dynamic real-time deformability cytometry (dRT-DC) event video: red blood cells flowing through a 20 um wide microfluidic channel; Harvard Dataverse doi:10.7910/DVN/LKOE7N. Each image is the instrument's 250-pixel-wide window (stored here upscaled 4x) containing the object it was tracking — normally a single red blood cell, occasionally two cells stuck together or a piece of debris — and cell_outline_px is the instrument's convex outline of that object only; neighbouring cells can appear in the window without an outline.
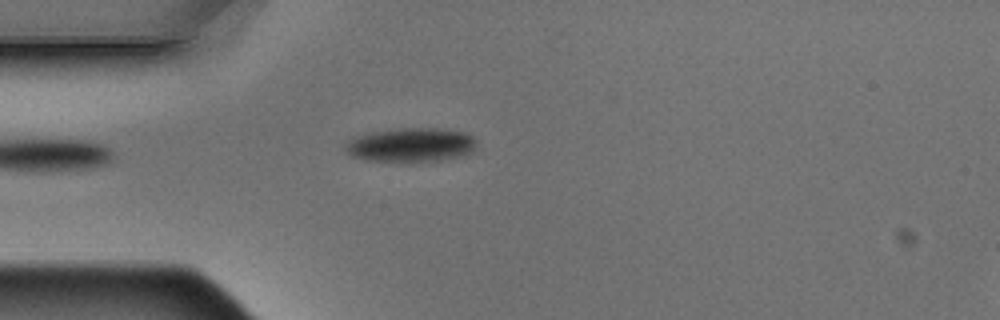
{"species": "Egyptian fruit bat (a non-hibernating species)", "species_latin": "Rousettus aegyptiacus", "temperature_condition": "warm", "stored_images_in_passage": 3, "camera_frame_rate_fps": 3000, "um_per_image_px": 0.085, "animal": {"sex": "male"}, "frame": {"image": 1, "passage_image": 3, "time_ms": 0.667, "image_size_px": [1000, 320], "cell_outline_px": [[476, 144], [472, 152], [440, 160], [368, 160], [352, 156], [344, 148], [356, 136], [372, 132], [404, 128], [440, 128], [464, 132], [472, 136], [476, 140]], "centroid_in_image_um": [34.97, 12.29], "position_along_channel_um": 50.0, "area_um2": 25.2}}